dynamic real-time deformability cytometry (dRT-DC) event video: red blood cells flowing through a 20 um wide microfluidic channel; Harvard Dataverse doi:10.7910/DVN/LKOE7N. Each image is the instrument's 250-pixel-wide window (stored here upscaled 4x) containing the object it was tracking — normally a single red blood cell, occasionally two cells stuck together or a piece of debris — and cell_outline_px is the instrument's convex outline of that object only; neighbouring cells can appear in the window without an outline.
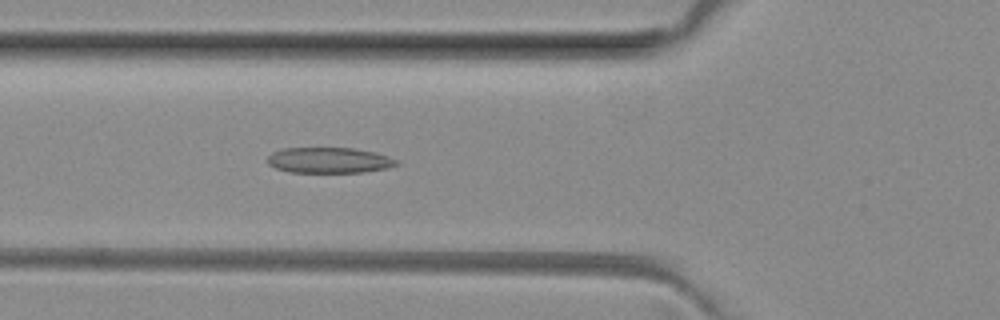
{"species": "common noctule bat (a hibernating species)", "species_latin": "Nyctalus noctula", "temperature_condition": "room temperature", "stored_images_in_passage": 37, "camera_frame_rate_fps": 3000, "um_per_image_px": 0.085, "animal": {"sex": "female", "body_mass_g": 29.2, "forearm_length_mm": 56.3}, "frame": {"image": 1, "passage_image": 4, "time_ms": 1.0, "image_size_px": [1000, 320], "cell_outline_px": [[400, 164], [388, 168], [364, 172], [288, 172], [276, 168], [268, 164], [268, 156], [272, 152], [284, 148], [352, 148], [376, 152], [400, 160]], "centroid_in_image_um": [28.02, 13.62], "position_along_channel_um": 97.8, "area_um2": 19.42}}
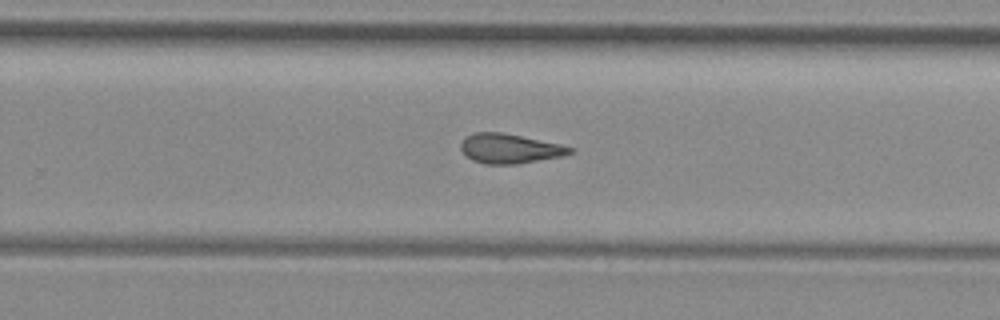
{"frame": {"image": 2, "passage_image": 18, "time_ms": 5.667, "image_size_px": [1000, 320], "cell_outline_px": [[576, 148], [572, 152], [564, 156], [516, 164], [484, 164], [472, 160], [460, 148], [460, 144], [464, 136], [476, 132], [500, 132], [560, 144]], "centroid_in_image_um": [43.32, 12.63], "position_along_channel_um": 286.5, "area_um2": 18.79}}
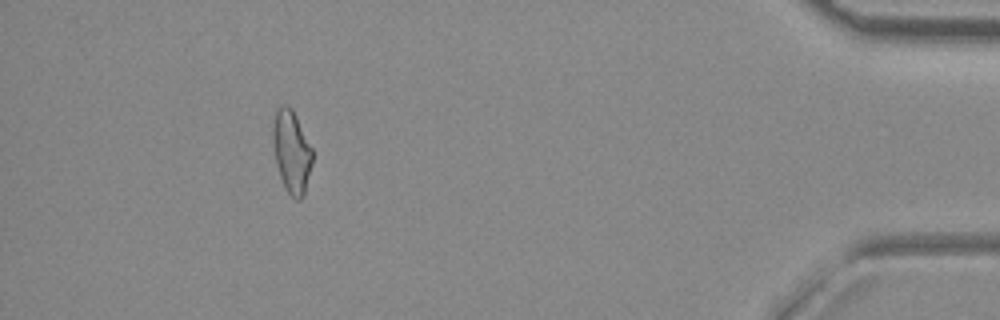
{"frame": {"image": 3, "passage_image": 32, "time_ms": 10.333, "image_size_px": [1000, 320], "cell_outline_px": [[312, 164], [304, 196], [300, 200], [296, 200], [284, 188], [276, 164], [272, 136], [272, 128], [276, 108], [280, 104], [288, 104], [292, 108], [312, 148]], "centroid_in_image_um": [24.77, 12.87], "position_along_channel_um": 410.4, "area_um2": 19.19}, "authors_computed_cell_mechanics": {"area_um2": 18.9584, "velocity_mm_per_s": 4.0406, "shape_relaxation_time_tau1_ms": null, "shape_relaxation_time_tau2_ms": 3.4922, "deformation_change_tau1": null, "deformation_change_tau2": 0.1312}}